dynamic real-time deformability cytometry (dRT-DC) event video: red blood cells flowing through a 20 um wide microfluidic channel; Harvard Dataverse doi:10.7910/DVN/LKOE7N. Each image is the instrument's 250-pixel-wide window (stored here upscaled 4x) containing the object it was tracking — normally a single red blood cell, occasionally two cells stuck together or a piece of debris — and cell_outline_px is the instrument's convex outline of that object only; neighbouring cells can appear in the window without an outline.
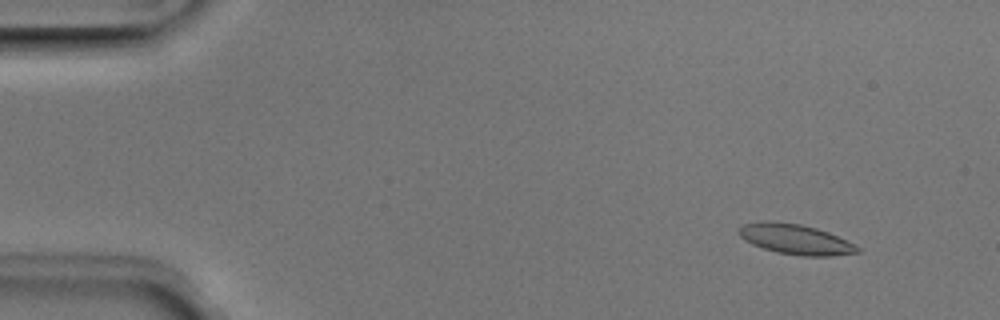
{"species": "Egyptian fruit bat (a non-hibernating species)", "species_latin": "Rousettus aegyptiacus", "temperature_condition": "room temperature", "stored_images_in_passage": 51, "camera_frame_rate_fps": 3000, "um_per_image_px": 0.085, "animal": {"sex": "male"}, "frame": {"image": 1, "passage_image": 5, "time_ms": 1.333, "image_size_px": [1000, 320], "cell_outline_px": [[860, 252], [832, 256], [800, 256], [776, 252], [752, 244], [744, 240], [736, 232], [736, 228], [744, 224], [760, 220], [772, 220], [800, 224], [816, 228], [828, 232], [860, 248]], "centroid_in_image_um": [67.52, 20.32], "position_along_channel_um": 17.5, "area_um2": 20.98}}
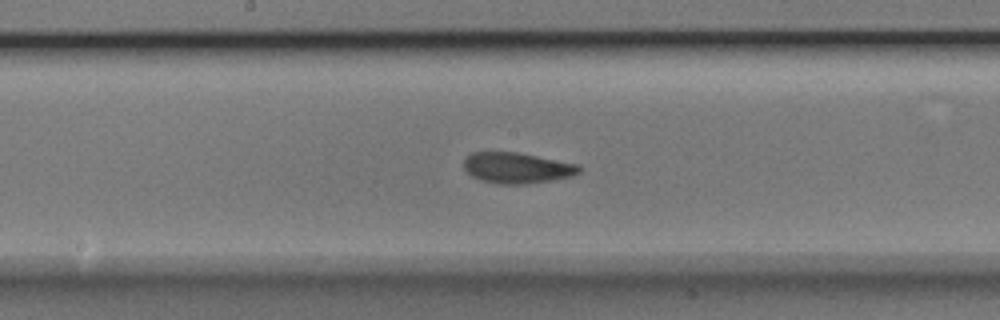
{"frame": {"image": 2, "passage_image": 27, "time_ms": 8.667, "image_size_px": [1000, 320], "cell_outline_px": [[580, 172], [572, 176], [524, 184], [496, 184], [480, 180], [472, 176], [464, 168], [464, 156], [472, 152], [516, 152], [580, 164]], "centroid_in_image_um": [43.91, 14.26], "position_along_channel_um": 204.3, "area_um2": 20.69}}
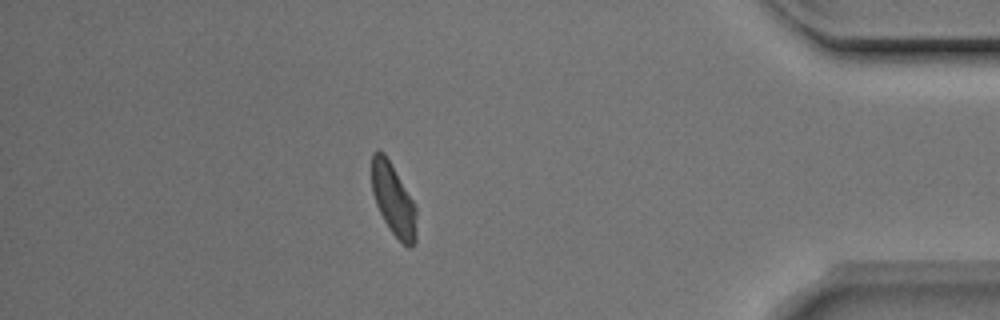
{"frame": {"image": 3, "passage_image": 45, "time_ms": 14.667, "image_size_px": [1000, 320], "cell_outline_px": [[416, 240], [408, 248], [392, 232], [384, 220], [376, 204], [372, 192], [372, 152], [376, 148], [380, 148], [384, 152], [416, 204]], "centroid_in_image_um": [33.43, 16.92], "position_along_channel_um": 401.8, "area_um2": 18.79}, "authors_computed_cell_mechanics": {"area_um2": 20.4034, "velocity_mm_per_s": 3.9638, "shape_relaxation_time_tau1_ms": 7.7267, "shape_relaxation_time_tau2_ms": 2.5246, "deformation_change_tau1": 0.1644, "deformation_change_tau2": 0.0677}}